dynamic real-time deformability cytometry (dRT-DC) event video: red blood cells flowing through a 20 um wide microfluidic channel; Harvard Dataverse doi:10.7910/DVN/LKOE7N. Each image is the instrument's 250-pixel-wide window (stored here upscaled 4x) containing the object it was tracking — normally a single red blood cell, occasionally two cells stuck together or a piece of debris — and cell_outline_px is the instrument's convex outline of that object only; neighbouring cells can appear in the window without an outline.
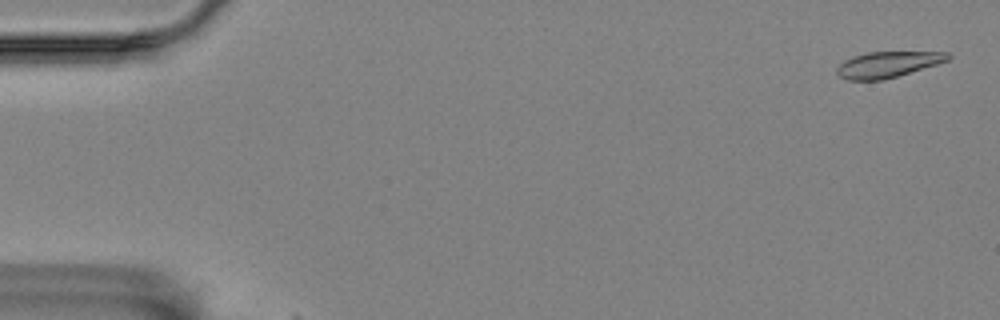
{"species": "Egyptian fruit bat (a non-hibernating species)", "species_latin": "Rousettus aegyptiacus", "temperature_condition": "room temperature", "stored_images_in_passage": 4, "camera_frame_rate_fps": 3000, "um_per_image_px": 0.085, "animal": {"sex": "female"}, "frame": {"image": 1, "passage_image": 2, "time_ms": 0.333, "image_size_px": [1000, 320], "cell_outline_px": [[952, 56], [948, 60], [936, 64], [884, 80], [848, 80], [840, 76], [836, 72], [836, 68], [844, 60], [852, 56], [868, 52], [948, 52]], "centroid_in_image_um": [75.43, 5.48], "position_along_channel_um": 9.6, "area_um2": 16.65}}